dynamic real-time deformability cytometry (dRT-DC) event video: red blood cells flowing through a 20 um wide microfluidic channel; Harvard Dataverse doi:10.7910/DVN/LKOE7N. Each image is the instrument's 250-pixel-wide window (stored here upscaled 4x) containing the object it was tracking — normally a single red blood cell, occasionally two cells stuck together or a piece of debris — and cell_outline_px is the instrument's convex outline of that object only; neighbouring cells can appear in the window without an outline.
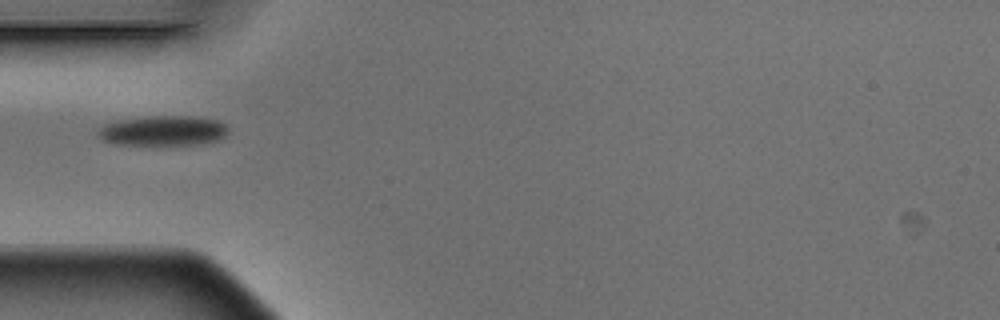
{"species": "Egyptian fruit bat (a non-hibernating species)", "species_latin": "Rousettus aegyptiacus", "temperature_condition": "warm", "stored_images_in_passage": 9, "camera_frame_rate_fps": 3000, "um_per_image_px": 0.085, "animal": {"sex": "male"}, "frame": {"image": 1, "passage_image": 5, "time_ms": 1.333, "image_size_px": [1000, 320], "cell_outline_px": [[228, 132], [220, 140], [200, 144], [112, 144], [96, 136], [96, 132], [104, 124], [120, 120], [148, 116], [188, 116], [220, 120], [228, 128]], "centroid_in_image_um": [13.86, 11.11], "position_along_channel_um": 71.1, "area_um2": 22.77}}
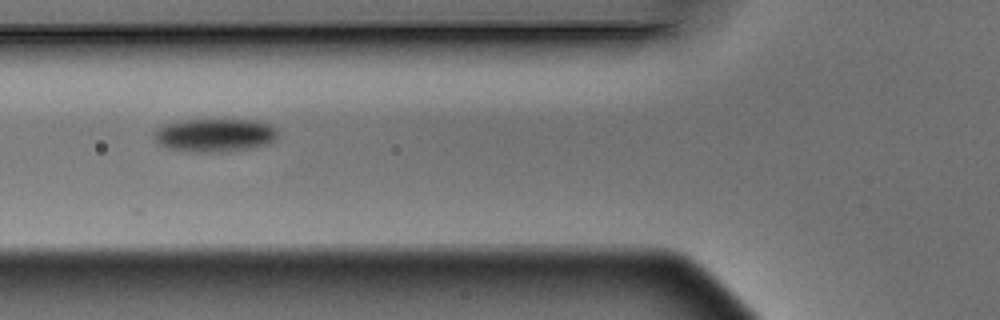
{"frame": {"image": 2, "passage_image": 6, "time_ms": 1.667, "image_size_px": [1000, 320], "cell_outline_px": [[276, 140], [268, 144], [252, 148], [224, 152], [188, 152], [168, 148], [160, 144], [156, 140], [152, 132], [156, 128], [164, 124], [188, 120], [256, 120], [268, 124], [276, 128]], "centroid_in_image_um": [18.25, 11.5], "position_along_channel_um": 107.6, "area_um2": 24.1}}
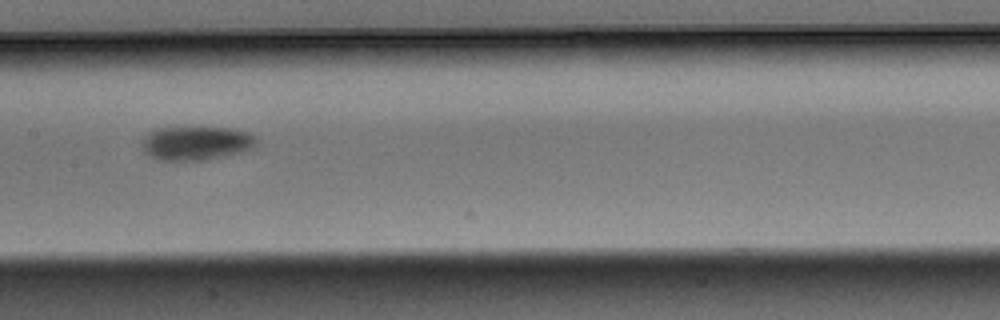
{"frame": {"image": 3, "passage_image": 8, "time_ms": 2.333, "image_size_px": [1000, 320], "cell_outline_px": [[256, 148], [240, 152], [204, 160], [160, 160], [144, 152], [140, 144], [144, 136], [148, 132], [156, 128], [232, 128], [248, 132], [256, 136]], "centroid_in_image_um": [16.67, 12.16], "position_along_channel_um": 190.7, "area_um2": 22.6}}